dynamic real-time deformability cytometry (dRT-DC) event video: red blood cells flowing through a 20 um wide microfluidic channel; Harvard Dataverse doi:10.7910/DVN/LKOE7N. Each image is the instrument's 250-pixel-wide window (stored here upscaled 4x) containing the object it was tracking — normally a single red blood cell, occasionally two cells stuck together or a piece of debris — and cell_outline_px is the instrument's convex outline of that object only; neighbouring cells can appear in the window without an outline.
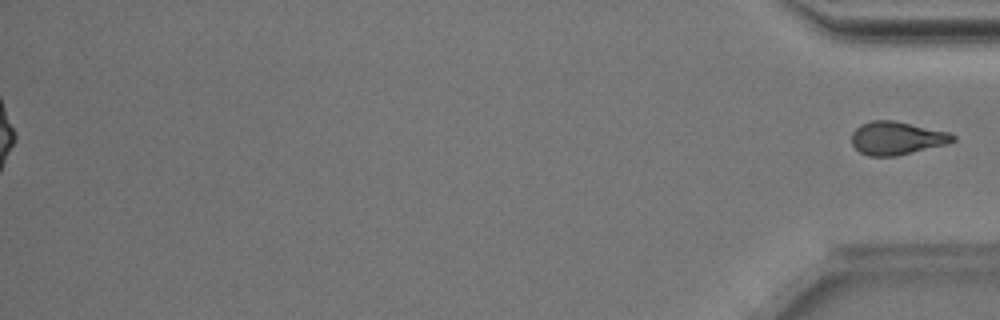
{"species": "Egyptian fruit bat (a non-hibernating species)", "species_latin": "Rousettus aegyptiacus", "temperature_condition": "room temperature", "stored_images_in_passage": 52, "segment_of_instrument_passage": [2, 2], "camera_frame_rate_fps": 3000, "um_per_image_px": 0.085, "animal": {"sex": "male"}, "frame": {"image": 1, "passage_image": 52, "time_ms": 17.0, "image_size_px": [1000, 320], "cell_outline_px": [[956, 140], [948, 144], [896, 156], [868, 156], [860, 152], [852, 144], [852, 132], [860, 124], [872, 120], [896, 120], [948, 132], [956, 136]], "centroid_in_image_um": [76.23, 11.73], "position_along_channel_um": 359.0, "area_um2": 19.71}}